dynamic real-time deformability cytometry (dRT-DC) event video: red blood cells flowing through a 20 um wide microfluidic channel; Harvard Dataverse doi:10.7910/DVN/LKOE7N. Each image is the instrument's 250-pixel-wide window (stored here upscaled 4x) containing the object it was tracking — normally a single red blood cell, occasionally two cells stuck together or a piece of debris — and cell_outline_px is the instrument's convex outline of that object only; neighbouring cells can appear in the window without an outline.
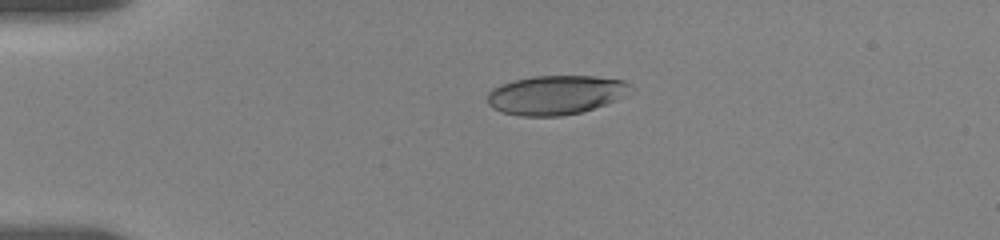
{"species": "human", "species_latin": "Homo sapiens", "temperature_condition": "room temperature", "stored_images_in_passage": 11, "camera_frame_rate_fps": 3000, "um_per_image_px": 0.085, "donor": {"sex": "female"}, "frame": {"image": 1, "passage_image": 1, "time_ms": 0.0, "image_size_px": [1000, 240], "cell_outline_px": [[628, 84], [616, 100], [580, 112], [560, 116], [520, 116], [504, 112], [492, 108], [488, 104], [488, 92], [492, 88], [516, 80], [532, 76], [592, 76], [624, 80]], "centroid_in_image_um": [47.13, 8.07], "position_along_channel_um": 37.9, "area_um2": 31.79}}
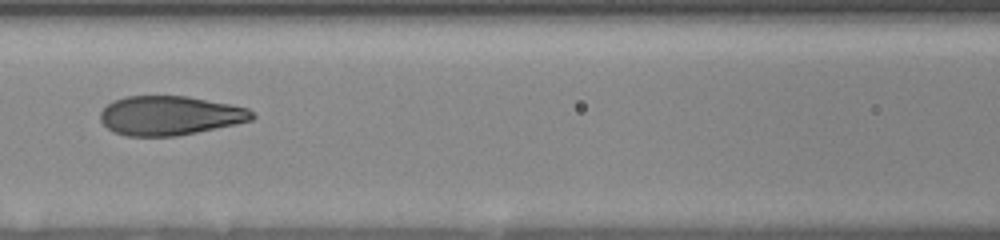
{"frame": {"image": 2, "passage_image": 7, "time_ms": 4.333, "image_size_px": [1000, 240], "cell_outline_px": [[256, 116], [252, 120], [236, 124], [176, 136], [124, 136], [112, 132], [100, 120], [100, 112], [112, 100], [124, 96], [188, 96], [232, 104], [248, 108]], "centroid_in_image_um": [14.43, 9.82], "position_along_channel_um": 152.2, "area_um2": 34.91}}
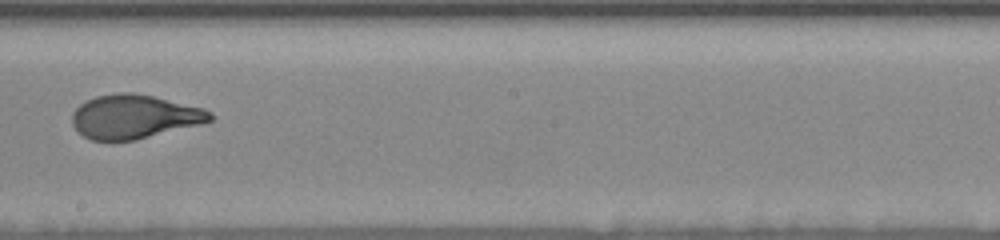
{"frame": {"image": 3, "passage_image": 10, "time_ms": 6.667, "image_size_px": [1000, 240], "cell_outline_px": [[212, 120], [200, 124], [136, 140], [92, 140], [76, 132], [72, 124], [72, 112], [80, 104], [96, 96], [120, 92], [132, 92], [152, 96], [204, 108], [212, 112]], "centroid_in_image_um": [11.39, 9.92], "position_along_channel_um": 236.8, "area_um2": 35.2}}